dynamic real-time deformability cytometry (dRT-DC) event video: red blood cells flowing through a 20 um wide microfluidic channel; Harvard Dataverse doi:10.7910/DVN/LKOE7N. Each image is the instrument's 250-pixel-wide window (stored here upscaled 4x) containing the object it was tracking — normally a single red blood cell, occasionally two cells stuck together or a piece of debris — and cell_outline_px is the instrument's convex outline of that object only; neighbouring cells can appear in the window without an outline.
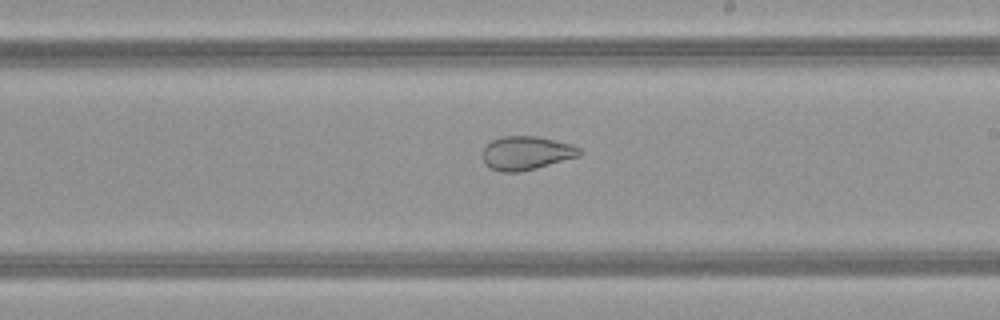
{"species": "common noctule bat (a hibernating species)", "species_latin": "Nyctalus noctula", "temperature_condition": "warm", "stored_images_in_passage": 40, "camera_frame_rate_fps": 3000, "um_per_image_px": 0.085, "animal": {"sex": "female", "body_mass_g": 21.9}, "frame": {"image": 1, "passage_image": 29, "time_ms": 9.333, "image_size_px": [1000, 320], "cell_outline_px": [[580, 156], [536, 168], [520, 172], [500, 172], [484, 164], [484, 148], [492, 140], [504, 136], [536, 136], [572, 144], [580, 148]], "centroid_in_image_um": [44.75, 13.01], "position_along_channel_um": 244.3, "area_um2": 18.84}}